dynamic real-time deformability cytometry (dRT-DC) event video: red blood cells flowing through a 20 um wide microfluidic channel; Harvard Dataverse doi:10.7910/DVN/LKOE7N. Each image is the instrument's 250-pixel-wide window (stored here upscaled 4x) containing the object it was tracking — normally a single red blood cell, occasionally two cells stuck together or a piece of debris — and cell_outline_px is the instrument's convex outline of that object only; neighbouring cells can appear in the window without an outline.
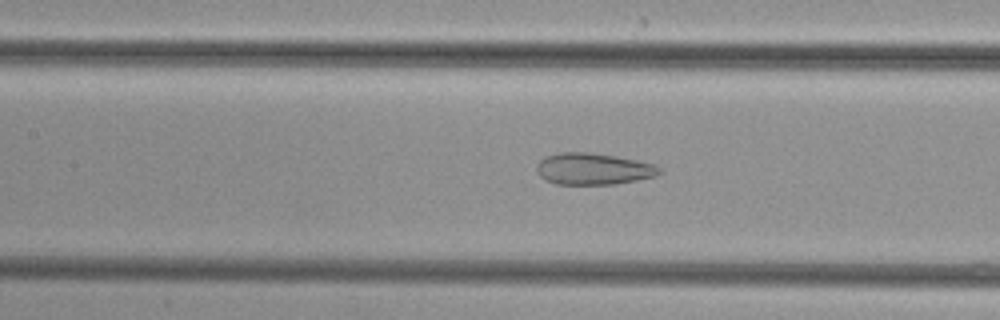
{"species": "common noctule bat (a hibernating species)", "species_latin": "Nyctalus noctula", "temperature_condition": "cold", "stored_images_in_passage": 50, "camera_frame_rate_fps": 3000, "um_per_image_px": 0.085, "animal": {"sex": "female", "body_mass_g": 29.2, "forearm_length_mm": 56.3}, "frame": {"image": 1, "passage_image": 23, "time_ms": 7.333, "image_size_px": [1000, 320], "cell_outline_px": [[660, 172], [656, 176], [616, 184], [556, 184], [544, 180], [536, 172], [536, 164], [544, 156], [560, 152], [588, 152], [616, 156], [656, 164], [660, 168]], "centroid_in_image_um": [50.39, 14.35], "position_along_channel_um": 157.0, "area_um2": 22.77}}
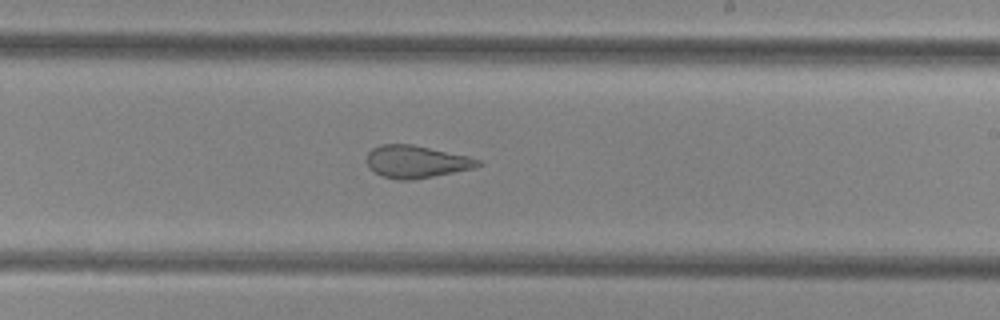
{"frame": {"image": 2, "passage_image": 30, "time_ms": 9.667, "image_size_px": [1000, 320], "cell_outline_px": [[484, 164], [472, 168], [412, 180], [396, 180], [384, 176], [368, 168], [368, 152], [372, 148], [380, 144], [412, 144], [468, 156], [480, 160]], "centroid_in_image_um": [35.37, 13.73], "position_along_channel_um": 253.6, "area_um2": 20.81}}
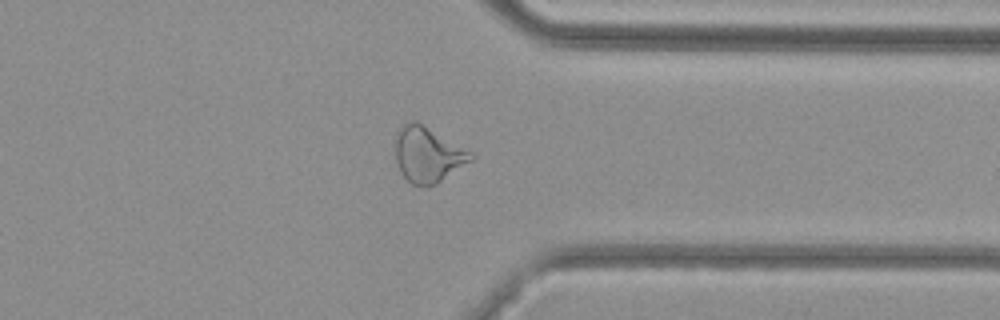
{"frame": {"image": 3, "passage_image": 39, "time_ms": 12.667, "image_size_px": [1000, 320], "cell_outline_px": [[476, 156], [472, 160], [436, 184], [428, 188], [412, 184], [400, 172], [396, 160], [396, 132], [400, 124], [408, 120], [416, 120], [472, 152]], "centroid_in_image_um": [36.34, 13.12], "position_along_channel_um": 375.1, "area_um2": 24.62}}